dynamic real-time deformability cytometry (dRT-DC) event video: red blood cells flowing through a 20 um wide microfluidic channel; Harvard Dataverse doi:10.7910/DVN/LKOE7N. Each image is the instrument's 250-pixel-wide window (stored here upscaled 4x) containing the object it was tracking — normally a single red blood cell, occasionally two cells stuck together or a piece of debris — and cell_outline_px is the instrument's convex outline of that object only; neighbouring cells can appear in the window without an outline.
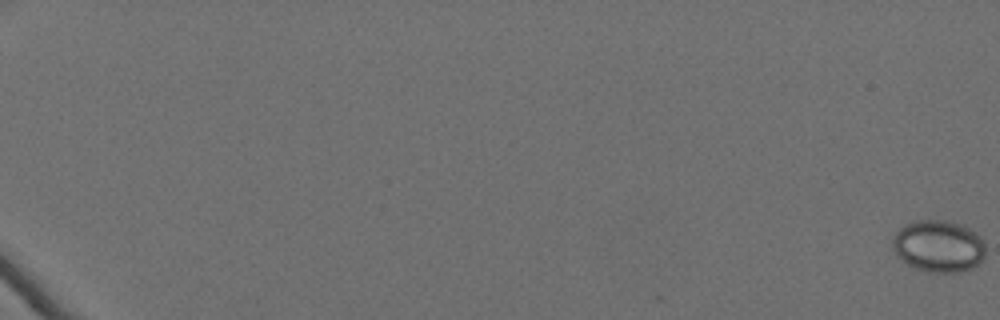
{"species": "Egyptian fruit bat (a non-hibernating species)", "species_latin": "Rousettus aegyptiacus", "temperature_condition": "cold", "stored_images_in_passage": 64, "camera_frame_rate_fps": 3000, "um_per_image_px": 0.085, "animal": {"sex": "female"}, "frame": {"image": 1, "passage_image": 1, "time_ms": 0.0, "image_size_px": [1000, 320], "cell_outline_px": [[984, 256], [972, 268], [960, 272], [928, 272], [916, 268], [900, 260], [896, 256], [892, 240], [896, 232], [904, 224], [920, 220], [944, 220], [968, 228], [980, 236], [984, 240]], "centroid_in_image_um": [79.75, 20.93], "position_along_channel_um": 5.2, "area_um2": 27.92}}
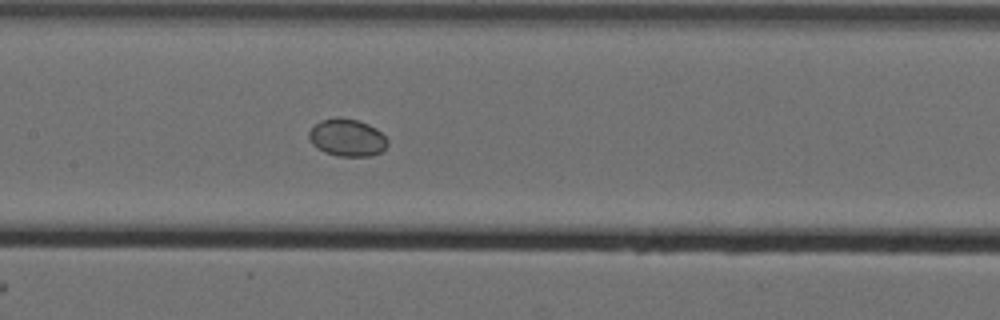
{"frame": {"image": 2, "passage_image": 37, "time_ms": 12.0, "image_size_px": [1000, 320], "cell_outline_px": [[388, 144], [380, 152], [368, 156], [340, 156], [324, 152], [316, 148], [312, 144], [308, 136], [308, 132], [320, 120], [336, 116], [356, 120], [368, 124], [376, 128], [388, 140]], "centroid_in_image_um": [29.48, 11.69], "position_along_channel_um": 177.9, "area_um2": 17.11}}
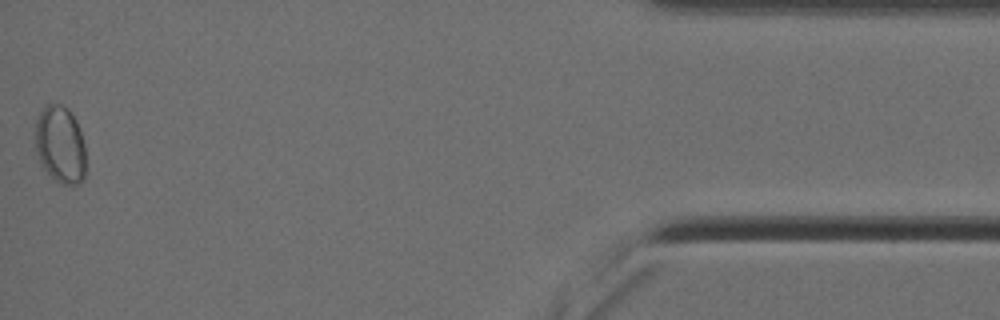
{"frame": {"image": 3, "passage_image": 64, "time_ms": 21.0, "image_size_px": [1000, 320], "cell_outline_px": [[84, 176], [76, 184], [60, 184], [44, 168], [36, 152], [36, 120], [44, 104], [60, 104], [68, 108], [76, 120], [84, 144]], "centroid_in_image_um": [5.11, 12.25], "position_along_channel_um": 430.1, "area_um2": 22.43}}